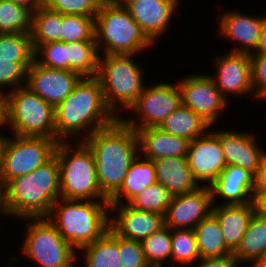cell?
Segmentation results:
<instances>
[{
    "instance_id": "cell-42",
    "label": "cell",
    "mask_w": 266,
    "mask_h": 267,
    "mask_svg": "<svg viewBox=\"0 0 266 267\" xmlns=\"http://www.w3.org/2000/svg\"><path fill=\"white\" fill-rule=\"evenodd\" d=\"M251 73L255 96L266 99V54L251 53Z\"/></svg>"
},
{
    "instance_id": "cell-27",
    "label": "cell",
    "mask_w": 266,
    "mask_h": 267,
    "mask_svg": "<svg viewBox=\"0 0 266 267\" xmlns=\"http://www.w3.org/2000/svg\"><path fill=\"white\" fill-rule=\"evenodd\" d=\"M193 229L201 258L233 255V251L225 243L220 224L212 213Z\"/></svg>"
},
{
    "instance_id": "cell-47",
    "label": "cell",
    "mask_w": 266,
    "mask_h": 267,
    "mask_svg": "<svg viewBox=\"0 0 266 267\" xmlns=\"http://www.w3.org/2000/svg\"><path fill=\"white\" fill-rule=\"evenodd\" d=\"M256 211L266 217V192H254Z\"/></svg>"
},
{
    "instance_id": "cell-39",
    "label": "cell",
    "mask_w": 266,
    "mask_h": 267,
    "mask_svg": "<svg viewBox=\"0 0 266 267\" xmlns=\"http://www.w3.org/2000/svg\"><path fill=\"white\" fill-rule=\"evenodd\" d=\"M41 54L42 58L39 57ZM35 59L45 67L67 70V49L65 48V42L56 41L40 45L35 50Z\"/></svg>"
},
{
    "instance_id": "cell-7",
    "label": "cell",
    "mask_w": 266,
    "mask_h": 267,
    "mask_svg": "<svg viewBox=\"0 0 266 267\" xmlns=\"http://www.w3.org/2000/svg\"><path fill=\"white\" fill-rule=\"evenodd\" d=\"M71 147V143L59 142L55 151L60 169L61 198L76 200L100 198L101 201H108L99 187L96 164L89 147L82 141L77 149Z\"/></svg>"
},
{
    "instance_id": "cell-15",
    "label": "cell",
    "mask_w": 266,
    "mask_h": 267,
    "mask_svg": "<svg viewBox=\"0 0 266 267\" xmlns=\"http://www.w3.org/2000/svg\"><path fill=\"white\" fill-rule=\"evenodd\" d=\"M187 161L197 182L206 181L207 186L211 185L227 165L218 132H206L190 141Z\"/></svg>"
},
{
    "instance_id": "cell-4",
    "label": "cell",
    "mask_w": 266,
    "mask_h": 267,
    "mask_svg": "<svg viewBox=\"0 0 266 267\" xmlns=\"http://www.w3.org/2000/svg\"><path fill=\"white\" fill-rule=\"evenodd\" d=\"M108 201L59 198L47 218L76 250L98 240L109 228Z\"/></svg>"
},
{
    "instance_id": "cell-10",
    "label": "cell",
    "mask_w": 266,
    "mask_h": 267,
    "mask_svg": "<svg viewBox=\"0 0 266 267\" xmlns=\"http://www.w3.org/2000/svg\"><path fill=\"white\" fill-rule=\"evenodd\" d=\"M6 137L2 148L0 172L8 183L43 166L55 156L56 139L34 136Z\"/></svg>"
},
{
    "instance_id": "cell-12",
    "label": "cell",
    "mask_w": 266,
    "mask_h": 267,
    "mask_svg": "<svg viewBox=\"0 0 266 267\" xmlns=\"http://www.w3.org/2000/svg\"><path fill=\"white\" fill-rule=\"evenodd\" d=\"M182 105L192 109L211 126L227 106V99L220 93L210 76L189 75L178 83Z\"/></svg>"
},
{
    "instance_id": "cell-8",
    "label": "cell",
    "mask_w": 266,
    "mask_h": 267,
    "mask_svg": "<svg viewBox=\"0 0 266 267\" xmlns=\"http://www.w3.org/2000/svg\"><path fill=\"white\" fill-rule=\"evenodd\" d=\"M102 56H99L96 77L101 82L107 106L119 117V113H116L118 104L129 110L142 94L145 87L143 72L140 66L130 59L133 55Z\"/></svg>"
},
{
    "instance_id": "cell-35",
    "label": "cell",
    "mask_w": 266,
    "mask_h": 267,
    "mask_svg": "<svg viewBox=\"0 0 266 267\" xmlns=\"http://www.w3.org/2000/svg\"><path fill=\"white\" fill-rule=\"evenodd\" d=\"M176 230V231H175ZM171 229L172 261L180 265H191L200 259L194 229Z\"/></svg>"
},
{
    "instance_id": "cell-17",
    "label": "cell",
    "mask_w": 266,
    "mask_h": 267,
    "mask_svg": "<svg viewBox=\"0 0 266 267\" xmlns=\"http://www.w3.org/2000/svg\"><path fill=\"white\" fill-rule=\"evenodd\" d=\"M215 60L218 75H210V78L225 98L227 93L245 95L253 92L250 54L229 52Z\"/></svg>"
},
{
    "instance_id": "cell-11",
    "label": "cell",
    "mask_w": 266,
    "mask_h": 267,
    "mask_svg": "<svg viewBox=\"0 0 266 267\" xmlns=\"http://www.w3.org/2000/svg\"><path fill=\"white\" fill-rule=\"evenodd\" d=\"M181 105L182 95L178 84L173 86L158 83L152 87L146 86L137 101L129 108L130 111L135 112L136 116H140V119L136 120L137 122L132 118L122 120L134 130L159 127L164 119Z\"/></svg>"
},
{
    "instance_id": "cell-22",
    "label": "cell",
    "mask_w": 266,
    "mask_h": 267,
    "mask_svg": "<svg viewBox=\"0 0 266 267\" xmlns=\"http://www.w3.org/2000/svg\"><path fill=\"white\" fill-rule=\"evenodd\" d=\"M135 131L141 157L153 161L163 157H187L190 144L188 139L170 135L158 127H145Z\"/></svg>"
},
{
    "instance_id": "cell-46",
    "label": "cell",
    "mask_w": 266,
    "mask_h": 267,
    "mask_svg": "<svg viewBox=\"0 0 266 267\" xmlns=\"http://www.w3.org/2000/svg\"><path fill=\"white\" fill-rule=\"evenodd\" d=\"M10 2L19 4L21 6L28 7L33 12L38 10L40 7L45 6L47 0H9Z\"/></svg>"
},
{
    "instance_id": "cell-34",
    "label": "cell",
    "mask_w": 266,
    "mask_h": 267,
    "mask_svg": "<svg viewBox=\"0 0 266 267\" xmlns=\"http://www.w3.org/2000/svg\"><path fill=\"white\" fill-rule=\"evenodd\" d=\"M145 259L150 267H162L171 258V229L164 226L141 241ZM163 262V263H162Z\"/></svg>"
},
{
    "instance_id": "cell-5",
    "label": "cell",
    "mask_w": 266,
    "mask_h": 267,
    "mask_svg": "<svg viewBox=\"0 0 266 267\" xmlns=\"http://www.w3.org/2000/svg\"><path fill=\"white\" fill-rule=\"evenodd\" d=\"M94 27L98 52L104 50L103 55L134 56L153 43L123 5L103 3L95 15Z\"/></svg>"
},
{
    "instance_id": "cell-6",
    "label": "cell",
    "mask_w": 266,
    "mask_h": 267,
    "mask_svg": "<svg viewBox=\"0 0 266 267\" xmlns=\"http://www.w3.org/2000/svg\"><path fill=\"white\" fill-rule=\"evenodd\" d=\"M3 114L14 135L56 139L55 107L26 85L3 96Z\"/></svg>"
},
{
    "instance_id": "cell-32",
    "label": "cell",
    "mask_w": 266,
    "mask_h": 267,
    "mask_svg": "<svg viewBox=\"0 0 266 267\" xmlns=\"http://www.w3.org/2000/svg\"><path fill=\"white\" fill-rule=\"evenodd\" d=\"M31 34L0 33V61L34 62Z\"/></svg>"
},
{
    "instance_id": "cell-30",
    "label": "cell",
    "mask_w": 266,
    "mask_h": 267,
    "mask_svg": "<svg viewBox=\"0 0 266 267\" xmlns=\"http://www.w3.org/2000/svg\"><path fill=\"white\" fill-rule=\"evenodd\" d=\"M67 49V70L78 73L81 77H96L99 54L96 41L65 42Z\"/></svg>"
},
{
    "instance_id": "cell-18",
    "label": "cell",
    "mask_w": 266,
    "mask_h": 267,
    "mask_svg": "<svg viewBox=\"0 0 266 267\" xmlns=\"http://www.w3.org/2000/svg\"><path fill=\"white\" fill-rule=\"evenodd\" d=\"M180 0H129L124 6L146 36L154 42L166 32Z\"/></svg>"
},
{
    "instance_id": "cell-49",
    "label": "cell",
    "mask_w": 266,
    "mask_h": 267,
    "mask_svg": "<svg viewBox=\"0 0 266 267\" xmlns=\"http://www.w3.org/2000/svg\"><path fill=\"white\" fill-rule=\"evenodd\" d=\"M251 267H266V255L253 261Z\"/></svg>"
},
{
    "instance_id": "cell-16",
    "label": "cell",
    "mask_w": 266,
    "mask_h": 267,
    "mask_svg": "<svg viewBox=\"0 0 266 267\" xmlns=\"http://www.w3.org/2000/svg\"><path fill=\"white\" fill-rule=\"evenodd\" d=\"M110 210L117 211V218L112 217L109 227L120 237L142 241L152 233L164 227V215L132 208L126 203L109 204Z\"/></svg>"
},
{
    "instance_id": "cell-52",
    "label": "cell",
    "mask_w": 266,
    "mask_h": 267,
    "mask_svg": "<svg viewBox=\"0 0 266 267\" xmlns=\"http://www.w3.org/2000/svg\"><path fill=\"white\" fill-rule=\"evenodd\" d=\"M6 137H3V135H0V166H1V157H2V148L4 145Z\"/></svg>"
},
{
    "instance_id": "cell-51",
    "label": "cell",
    "mask_w": 266,
    "mask_h": 267,
    "mask_svg": "<svg viewBox=\"0 0 266 267\" xmlns=\"http://www.w3.org/2000/svg\"><path fill=\"white\" fill-rule=\"evenodd\" d=\"M129 0H103L107 5H125Z\"/></svg>"
},
{
    "instance_id": "cell-3",
    "label": "cell",
    "mask_w": 266,
    "mask_h": 267,
    "mask_svg": "<svg viewBox=\"0 0 266 267\" xmlns=\"http://www.w3.org/2000/svg\"><path fill=\"white\" fill-rule=\"evenodd\" d=\"M60 197V169L56 156L34 171L7 183L11 217H47Z\"/></svg>"
},
{
    "instance_id": "cell-9",
    "label": "cell",
    "mask_w": 266,
    "mask_h": 267,
    "mask_svg": "<svg viewBox=\"0 0 266 267\" xmlns=\"http://www.w3.org/2000/svg\"><path fill=\"white\" fill-rule=\"evenodd\" d=\"M31 222L23 242L24 255L41 267H73L76 250L47 217H26ZM32 220V221H31Z\"/></svg>"
},
{
    "instance_id": "cell-20",
    "label": "cell",
    "mask_w": 266,
    "mask_h": 267,
    "mask_svg": "<svg viewBox=\"0 0 266 267\" xmlns=\"http://www.w3.org/2000/svg\"><path fill=\"white\" fill-rule=\"evenodd\" d=\"M218 139L227 165L240 166L256 175L265 151L257 147L253 134L218 130Z\"/></svg>"
},
{
    "instance_id": "cell-38",
    "label": "cell",
    "mask_w": 266,
    "mask_h": 267,
    "mask_svg": "<svg viewBox=\"0 0 266 267\" xmlns=\"http://www.w3.org/2000/svg\"><path fill=\"white\" fill-rule=\"evenodd\" d=\"M103 0H47L46 5L54 11L66 15L95 17Z\"/></svg>"
},
{
    "instance_id": "cell-2",
    "label": "cell",
    "mask_w": 266,
    "mask_h": 267,
    "mask_svg": "<svg viewBox=\"0 0 266 267\" xmlns=\"http://www.w3.org/2000/svg\"><path fill=\"white\" fill-rule=\"evenodd\" d=\"M118 118L105 102L100 80L82 77L73 91L55 107L56 140L64 142L67 137L73 138L85 129L88 138Z\"/></svg>"
},
{
    "instance_id": "cell-28",
    "label": "cell",
    "mask_w": 266,
    "mask_h": 267,
    "mask_svg": "<svg viewBox=\"0 0 266 267\" xmlns=\"http://www.w3.org/2000/svg\"><path fill=\"white\" fill-rule=\"evenodd\" d=\"M266 255V217L256 212L241 239L240 245L233 252L237 262L255 261Z\"/></svg>"
},
{
    "instance_id": "cell-44",
    "label": "cell",
    "mask_w": 266,
    "mask_h": 267,
    "mask_svg": "<svg viewBox=\"0 0 266 267\" xmlns=\"http://www.w3.org/2000/svg\"><path fill=\"white\" fill-rule=\"evenodd\" d=\"M254 192H266V151L262 155L260 166L255 175Z\"/></svg>"
},
{
    "instance_id": "cell-36",
    "label": "cell",
    "mask_w": 266,
    "mask_h": 267,
    "mask_svg": "<svg viewBox=\"0 0 266 267\" xmlns=\"http://www.w3.org/2000/svg\"><path fill=\"white\" fill-rule=\"evenodd\" d=\"M173 195L160 183L155 182L137 194L129 203L132 208L154 211L165 215Z\"/></svg>"
},
{
    "instance_id": "cell-45",
    "label": "cell",
    "mask_w": 266,
    "mask_h": 267,
    "mask_svg": "<svg viewBox=\"0 0 266 267\" xmlns=\"http://www.w3.org/2000/svg\"><path fill=\"white\" fill-rule=\"evenodd\" d=\"M0 214L11 215L7 200V182L0 172Z\"/></svg>"
},
{
    "instance_id": "cell-50",
    "label": "cell",
    "mask_w": 266,
    "mask_h": 267,
    "mask_svg": "<svg viewBox=\"0 0 266 267\" xmlns=\"http://www.w3.org/2000/svg\"><path fill=\"white\" fill-rule=\"evenodd\" d=\"M0 91V126L4 125V114H3V96L5 93Z\"/></svg>"
},
{
    "instance_id": "cell-29",
    "label": "cell",
    "mask_w": 266,
    "mask_h": 267,
    "mask_svg": "<svg viewBox=\"0 0 266 267\" xmlns=\"http://www.w3.org/2000/svg\"><path fill=\"white\" fill-rule=\"evenodd\" d=\"M80 250L85 253V267H122L118 235L110 227L98 240Z\"/></svg>"
},
{
    "instance_id": "cell-31",
    "label": "cell",
    "mask_w": 266,
    "mask_h": 267,
    "mask_svg": "<svg viewBox=\"0 0 266 267\" xmlns=\"http://www.w3.org/2000/svg\"><path fill=\"white\" fill-rule=\"evenodd\" d=\"M62 14L47 5L33 12L31 39L34 50L40 45L61 41Z\"/></svg>"
},
{
    "instance_id": "cell-43",
    "label": "cell",
    "mask_w": 266,
    "mask_h": 267,
    "mask_svg": "<svg viewBox=\"0 0 266 267\" xmlns=\"http://www.w3.org/2000/svg\"><path fill=\"white\" fill-rule=\"evenodd\" d=\"M202 261L199 267H237L239 263L233 255L225 257L200 258Z\"/></svg>"
},
{
    "instance_id": "cell-21",
    "label": "cell",
    "mask_w": 266,
    "mask_h": 267,
    "mask_svg": "<svg viewBox=\"0 0 266 267\" xmlns=\"http://www.w3.org/2000/svg\"><path fill=\"white\" fill-rule=\"evenodd\" d=\"M265 19L266 16L262 18L244 15L237 11L226 12L219 22L220 34L241 43L239 48L232 52L251 54L257 49Z\"/></svg>"
},
{
    "instance_id": "cell-14",
    "label": "cell",
    "mask_w": 266,
    "mask_h": 267,
    "mask_svg": "<svg viewBox=\"0 0 266 267\" xmlns=\"http://www.w3.org/2000/svg\"><path fill=\"white\" fill-rule=\"evenodd\" d=\"M81 78L74 71L48 68L35 59L27 70L26 86L56 107L73 91Z\"/></svg>"
},
{
    "instance_id": "cell-40",
    "label": "cell",
    "mask_w": 266,
    "mask_h": 267,
    "mask_svg": "<svg viewBox=\"0 0 266 267\" xmlns=\"http://www.w3.org/2000/svg\"><path fill=\"white\" fill-rule=\"evenodd\" d=\"M33 62H10L0 61V88L11 87L20 88L21 82H27V70ZM25 79V80H24Z\"/></svg>"
},
{
    "instance_id": "cell-24",
    "label": "cell",
    "mask_w": 266,
    "mask_h": 267,
    "mask_svg": "<svg viewBox=\"0 0 266 267\" xmlns=\"http://www.w3.org/2000/svg\"><path fill=\"white\" fill-rule=\"evenodd\" d=\"M157 182L173 196L189 193L200 186L189 168L187 157H163L154 160Z\"/></svg>"
},
{
    "instance_id": "cell-37",
    "label": "cell",
    "mask_w": 266,
    "mask_h": 267,
    "mask_svg": "<svg viewBox=\"0 0 266 267\" xmlns=\"http://www.w3.org/2000/svg\"><path fill=\"white\" fill-rule=\"evenodd\" d=\"M94 18L62 14L61 42L95 41Z\"/></svg>"
},
{
    "instance_id": "cell-41",
    "label": "cell",
    "mask_w": 266,
    "mask_h": 267,
    "mask_svg": "<svg viewBox=\"0 0 266 267\" xmlns=\"http://www.w3.org/2000/svg\"><path fill=\"white\" fill-rule=\"evenodd\" d=\"M118 250L122 267H150L145 259L141 241L118 235Z\"/></svg>"
},
{
    "instance_id": "cell-25",
    "label": "cell",
    "mask_w": 266,
    "mask_h": 267,
    "mask_svg": "<svg viewBox=\"0 0 266 267\" xmlns=\"http://www.w3.org/2000/svg\"><path fill=\"white\" fill-rule=\"evenodd\" d=\"M155 182H157V176L154 161L139 155L131 163L119 190L108 202L109 204H123L121 197L125 196L129 203L137 194Z\"/></svg>"
},
{
    "instance_id": "cell-1",
    "label": "cell",
    "mask_w": 266,
    "mask_h": 267,
    "mask_svg": "<svg viewBox=\"0 0 266 267\" xmlns=\"http://www.w3.org/2000/svg\"><path fill=\"white\" fill-rule=\"evenodd\" d=\"M84 143L93 153L99 187L109 200L119 190L138 156L137 133L119 117L113 124L85 138Z\"/></svg>"
},
{
    "instance_id": "cell-23",
    "label": "cell",
    "mask_w": 266,
    "mask_h": 267,
    "mask_svg": "<svg viewBox=\"0 0 266 267\" xmlns=\"http://www.w3.org/2000/svg\"><path fill=\"white\" fill-rule=\"evenodd\" d=\"M256 204H221L212 207V214L217 218L226 245L234 252L241 243L249 223L256 213Z\"/></svg>"
},
{
    "instance_id": "cell-48",
    "label": "cell",
    "mask_w": 266,
    "mask_h": 267,
    "mask_svg": "<svg viewBox=\"0 0 266 267\" xmlns=\"http://www.w3.org/2000/svg\"><path fill=\"white\" fill-rule=\"evenodd\" d=\"M256 53L266 54V19L261 29V35L257 45Z\"/></svg>"
},
{
    "instance_id": "cell-26",
    "label": "cell",
    "mask_w": 266,
    "mask_h": 267,
    "mask_svg": "<svg viewBox=\"0 0 266 267\" xmlns=\"http://www.w3.org/2000/svg\"><path fill=\"white\" fill-rule=\"evenodd\" d=\"M211 125L192 109L181 105L159 125L162 131L189 141L204 135Z\"/></svg>"
},
{
    "instance_id": "cell-19",
    "label": "cell",
    "mask_w": 266,
    "mask_h": 267,
    "mask_svg": "<svg viewBox=\"0 0 266 267\" xmlns=\"http://www.w3.org/2000/svg\"><path fill=\"white\" fill-rule=\"evenodd\" d=\"M209 187L214 202L217 195L227 200V205L255 202V175L240 166L226 165Z\"/></svg>"
},
{
    "instance_id": "cell-13",
    "label": "cell",
    "mask_w": 266,
    "mask_h": 267,
    "mask_svg": "<svg viewBox=\"0 0 266 267\" xmlns=\"http://www.w3.org/2000/svg\"><path fill=\"white\" fill-rule=\"evenodd\" d=\"M213 203L211 190L207 185L189 193L175 195L164 215V226L170 229H193L212 213Z\"/></svg>"
},
{
    "instance_id": "cell-33",
    "label": "cell",
    "mask_w": 266,
    "mask_h": 267,
    "mask_svg": "<svg viewBox=\"0 0 266 267\" xmlns=\"http://www.w3.org/2000/svg\"><path fill=\"white\" fill-rule=\"evenodd\" d=\"M33 11L28 7L0 0V33L31 34Z\"/></svg>"
}]
</instances>
